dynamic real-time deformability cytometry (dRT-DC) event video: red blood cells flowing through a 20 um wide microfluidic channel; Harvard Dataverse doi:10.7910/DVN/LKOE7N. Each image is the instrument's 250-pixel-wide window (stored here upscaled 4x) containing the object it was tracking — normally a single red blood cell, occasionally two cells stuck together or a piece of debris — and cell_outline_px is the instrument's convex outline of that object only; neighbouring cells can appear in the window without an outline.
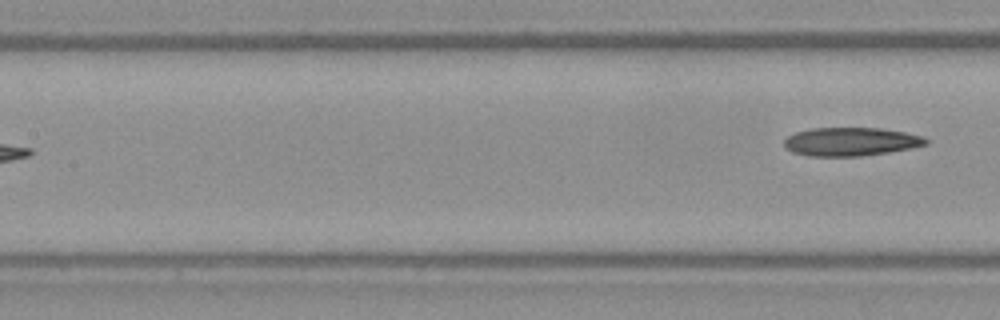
{"species": "Egyptian fruit bat (a non-hibernating species)", "species_latin": "Rousettus aegyptiacus", "temperature_condition": "warm", "stored_images_in_passage": 9, "segment_of_instrument_passage": [2, 2], "camera_frame_rate_fps": 3000, "um_per_image_px": 0.085, "frame": {"image": 1, "passage_image": 9, "time_ms": 2.667, "image_size_px": [1000, 320], "cell_outline_px": [[932, 140], [928, 144], [912, 148], [888, 152], [860, 156], [808, 156], [792, 152], [784, 148], [784, 140], [788, 136], [796, 132], [812, 128], [880, 128], [904, 132], [924, 136]], "centroid_in_image_um": [72.35, 12.04], "position_along_channel_um": 135.1, "area_um2": 23.7}}